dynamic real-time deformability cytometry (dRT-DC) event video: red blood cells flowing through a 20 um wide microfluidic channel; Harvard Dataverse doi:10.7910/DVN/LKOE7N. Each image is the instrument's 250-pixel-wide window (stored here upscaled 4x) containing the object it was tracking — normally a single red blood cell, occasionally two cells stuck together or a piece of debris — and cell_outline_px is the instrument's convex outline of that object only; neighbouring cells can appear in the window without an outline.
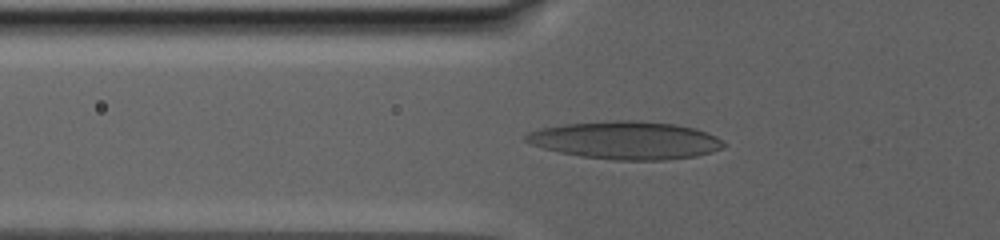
{"species": "human", "species_latin": "Homo sapiens", "temperature_condition": "warm", "stored_images_in_passage": 32, "camera_frame_rate_fps": 3000, "um_per_image_px": 0.085, "donor": {"sex": "male"}, "frame": {"image": 1, "passage_image": 12, "time_ms": 7.667, "image_size_px": [1000, 240], "cell_outline_px": [[724, 148], [712, 152], [696, 156], [664, 160], [616, 160], [580, 156], [560, 152], [544, 148], [532, 144], [524, 140], [524, 136], [528, 132], [540, 128], [564, 124], [616, 120], [640, 120], [676, 124], [696, 128], [716, 136], [724, 144]], "centroid_in_image_um": [53.2, 11.91], "position_along_channel_um": 72.6, "area_um2": 43.64}}
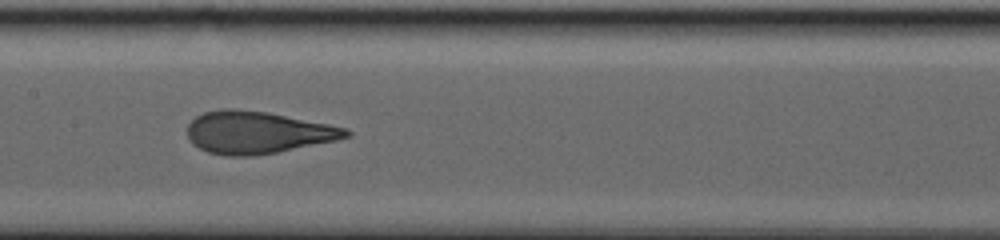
{"frame": {"image": 2, "passage_image": 18, "time_ms": 12.333, "image_size_px": [1000, 240], "cell_outline_px": [[352, 132], [348, 136], [336, 140], [276, 152], [252, 156], [224, 156], [208, 152], [192, 144], [188, 136], [188, 124], [196, 116], [204, 112], [224, 108], [232, 108], [264, 112], [328, 124], [344, 128]], "centroid_in_image_um": [21.82, 11.26], "position_along_channel_um": 185.6, "area_um2": 38.61}}
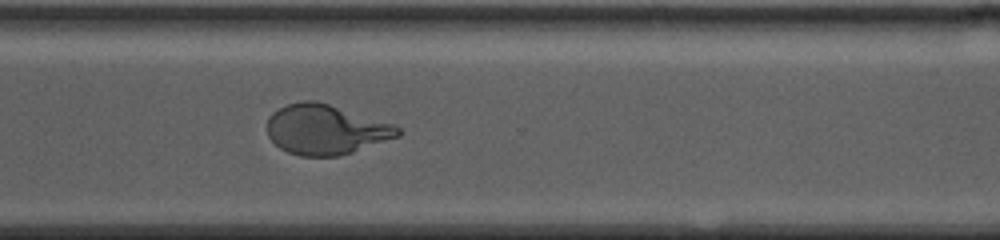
{"frame": {"image": 3, "passage_image": 32, "time_ms": 18.667, "image_size_px": [1000, 240], "cell_outline_px": [[400, 136], [340, 156], [300, 156], [288, 152], [280, 148], [268, 136], [268, 116], [272, 112], [288, 104], [300, 100], [316, 100], [392, 124], [400, 128]], "centroid_in_image_um": [27.66, 11.01], "position_along_channel_um": 342.9, "area_um2": 37.74}}